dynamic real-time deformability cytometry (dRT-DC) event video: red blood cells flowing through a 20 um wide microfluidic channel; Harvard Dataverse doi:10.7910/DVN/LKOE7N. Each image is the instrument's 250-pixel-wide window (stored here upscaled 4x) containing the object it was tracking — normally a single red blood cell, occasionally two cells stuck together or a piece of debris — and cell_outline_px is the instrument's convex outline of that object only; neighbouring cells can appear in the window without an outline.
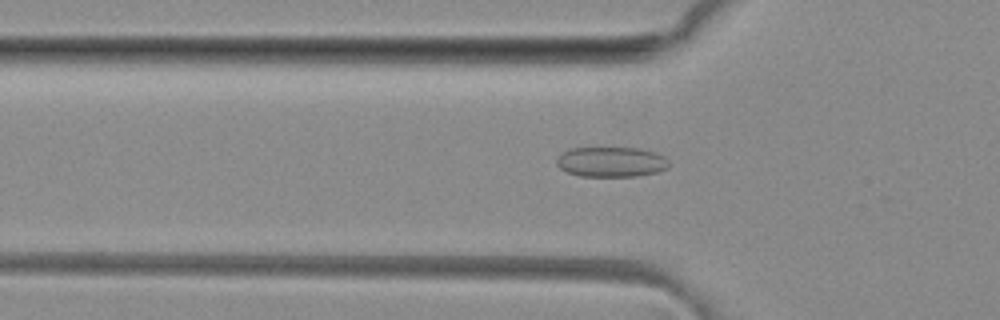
{"species": "common noctule bat (a hibernating species)", "species_latin": "Nyctalus noctula", "temperature_condition": "room temperature", "stored_images_in_passage": 49, "camera_frame_rate_fps": 3000, "um_per_image_px": 0.085, "animal": {"sex": "female", "body_mass_g": 29.2, "forearm_length_mm": 56.3}, "frame": {"image": 1, "passage_image": 16, "time_ms": 5.0, "image_size_px": [1000, 320], "cell_outline_px": [[668, 168], [656, 172], [636, 176], [580, 176], [568, 172], [560, 168], [556, 164], [556, 160], [564, 152], [572, 148], [640, 148], [656, 152], [664, 156], [668, 160]], "centroid_in_image_um": [51.98, 13.76], "position_along_channel_um": 73.8, "area_um2": 19.59}}
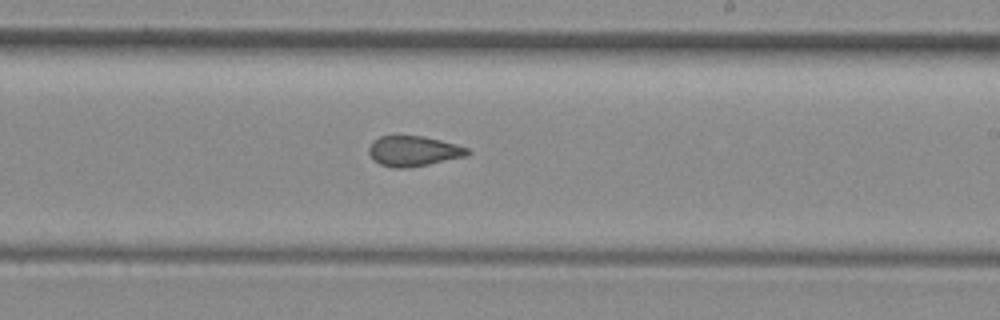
{"frame": {"image": 2, "passage_image": 29, "time_ms": 9.333, "image_size_px": [1000, 320], "cell_outline_px": [[472, 152], [468, 156], [408, 168], [392, 168], [380, 164], [368, 152], [368, 148], [372, 140], [380, 136], [396, 132], [424, 136], [456, 144], [468, 148]], "centroid_in_image_um": [35.13, 12.79], "position_along_channel_um": 253.9, "area_um2": 18.09}}
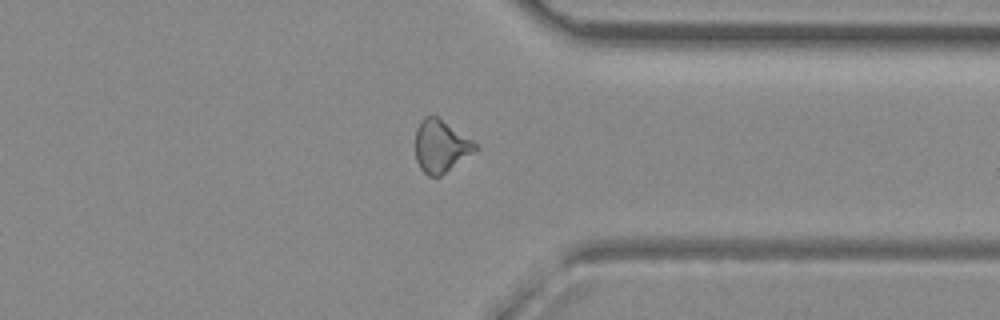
{"frame": {"image": 3, "passage_image": 38, "time_ms": 12.333, "image_size_px": [1000, 320], "cell_outline_px": [[480, 148], [440, 176], [428, 176], [420, 168], [416, 160], [416, 128], [420, 120], [424, 116], [436, 116], [472, 140]], "centroid_in_image_um": [37.45, 12.43], "position_along_channel_um": 373.9, "area_um2": 18.09}, "authors_computed_cell_mechanics": {"area_um2": 18.5538, "velocity_mm_per_s": 4.1403, "shape_relaxation_time_tau1_ms": null, "shape_relaxation_time_tau2_ms": 1.6056, "deformation_change_tau1": null, "deformation_change_tau2": 0.0918}}